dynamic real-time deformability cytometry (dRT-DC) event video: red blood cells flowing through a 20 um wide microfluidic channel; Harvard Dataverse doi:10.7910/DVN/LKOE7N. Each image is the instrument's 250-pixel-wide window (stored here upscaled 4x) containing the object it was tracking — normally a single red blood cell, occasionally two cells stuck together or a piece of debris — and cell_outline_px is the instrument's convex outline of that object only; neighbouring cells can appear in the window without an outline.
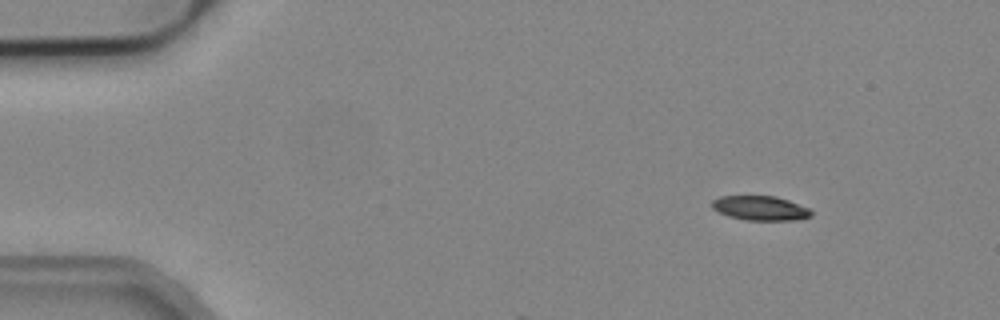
{"species": "common noctule bat (a hibernating species)", "species_latin": "Nyctalus noctula", "temperature_condition": "cold", "stored_images_in_passage": 5, "camera_frame_rate_fps": 3000, "um_per_image_px": 0.085, "animal": {"sex": "male", "body_mass_g": 19.2, "forearm_length_mm": 51.8}, "frame": {"image": 1, "passage_image": 1, "time_ms": 0.0, "image_size_px": [1000, 320], "cell_outline_px": [[812, 216], [800, 220], [744, 220], [728, 216], [712, 208], [712, 200], [720, 196], [776, 196], [788, 200], [808, 208], [812, 212]], "centroid_in_image_um": [64.63, 17.7], "position_along_channel_um": 20.4, "area_um2": 14.16}}